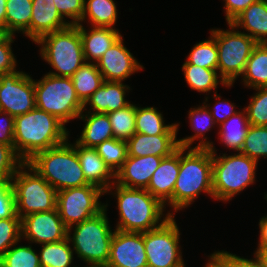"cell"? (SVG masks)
<instances>
[{
	"instance_id": "obj_1",
	"label": "cell",
	"mask_w": 267,
	"mask_h": 267,
	"mask_svg": "<svg viewBox=\"0 0 267 267\" xmlns=\"http://www.w3.org/2000/svg\"><path fill=\"white\" fill-rule=\"evenodd\" d=\"M69 131L57 117L37 107L14 117V151L23 161L65 142Z\"/></svg>"
},
{
	"instance_id": "obj_2",
	"label": "cell",
	"mask_w": 267,
	"mask_h": 267,
	"mask_svg": "<svg viewBox=\"0 0 267 267\" xmlns=\"http://www.w3.org/2000/svg\"><path fill=\"white\" fill-rule=\"evenodd\" d=\"M113 186L115 190L110 193L113 191ZM105 193L115 195L117 199L119 210V221L115 228L117 230L147 232L160 227L170 216H174L169 211L165 217L163 212L166 207L146 189L128 188L114 183Z\"/></svg>"
},
{
	"instance_id": "obj_3",
	"label": "cell",
	"mask_w": 267,
	"mask_h": 267,
	"mask_svg": "<svg viewBox=\"0 0 267 267\" xmlns=\"http://www.w3.org/2000/svg\"><path fill=\"white\" fill-rule=\"evenodd\" d=\"M212 173V152L209 149L180 147L179 174L173 189L175 212L190 206L202 191L214 199Z\"/></svg>"
},
{
	"instance_id": "obj_4",
	"label": "cell",
	"mask_w": 267,
	"mask_h": 267,
	"mask_svg": "<svg viewBox=\"0 0 267 267\" xmlns=\"http://www.w3.org/2000/svg\"><path fill=\"white\" fill-rule=\"evenodd\" d=\"M56 191L88 185L77 153L68 139L57 146L38 152L26 162Z\"/></svg>"
},
{
	"instance_id": "obj_5",
	"label": "cell",
	"mask_w": 267,
	"mask_h": 267,
	"mask_svg": "<svg viewBox=\"0 0 267 267\" xmlns=\"http://www.w3.org/2000/svg\"><path fill=\"white\" fill-rule=\"evenodd\" d=\"M215 149L214 144L209 148L213 162V196L227 202L256 181L258 162L241 152L218 156Z\"/></svg>"
},
{
	"instance_id": "obj_6",
	"label": "cell",
	"mask_w": 267,
	"mask_h": 267,
	"mask_svg": "<svg viewBox=\"0 0 267 267\" xmlns=\"http://www.w3.org/2000/svg\"><path fill=\"white\" fill-rule=\"evenodd\" d=\"M35 44L41 46L43 60L55 69V72H48L50 75L71 77L85 63L77 25L70 24L62 30L46 34Z\"/></svg>"
},
{
	"instance_id": "obj_7",
	"label": "cell",
	"mask_w": 267,
	"mask_h": 267,
	"mask_svg": "<svg viewBox=\"0 0 267 267\" xmlns=\"http://www.w3.org/2000/svg\"><path fill=\"white\" fill-rule=\"evenodd\" d=\"M107 207L105 204V208L97 215L68 228L67 238L73 246V251L89 265H106L108 262L114 232L107 218Z\"/></svg>"
},
{
	"instance_id": "obj_8",
	"label": "cell",
	"mask_w": 267,
	"mask_h": 267,
	"mask_svg": "<svg viewBox=\"0 0 267 267\" xmlns=\"http://www.w3.org/2000/svg\"><path fill=\"white\" fill-rule=\"evenodd\" d=\"M36 107L57 117L61 122L78 118L84 103L78 98L71 77L45 74L34 80Z\"/></svg>"
},
{
	"instance_id": "obj_9",
	"label": "cell",
	"mask_w": 267,
	"mask_h": 267,
	"mask_svg": "<svg viewBox=\"0 0 267 267\" xmlns=\"http://www.w3.org/2000/svg\"><path fill=\"white\" fill-rule=\"evenodd\" d=\"M11 183L16 214L21 219L32 213L56 209L57 191L27 163L17 169Z\"/></svg>"
},
{
	"instance_id": "obj_10",
	"label": "cell",
	"mask_w": 267,
	"mask_h": 267,
	"mask_svg": "<svg viewBox=\"0 0 267 267\" xmlns=\"http://www.w3.org/2000/svg\"><path fill=\"white\" fill-rule=\"evenodd\" d=\"M228 30L211 29L218 50L217 72L226 85H233L245 70L254 47L258 44L244 31H236L232 23Z\"/></svg>"
},
{
	"instance_id": "obj_11",
	"label": "cell",
	"mask_w": 267,
	"mask_h": 267,
	"mask_svg": "<svg viewBox=\"0 0 267 267\" xmlns=\"http://www.w3.org/2000/svg\"><path fill=\"white\" fill-rule=\"evenodd\" d=\"M174 217L170 216L160 227L144 232L148 267H185Z\"/></svg>"
},
{
	"instance_id": "obj_12",
	"label": "cell",
	"mask_w": 267,
	"mask_h": 267,
	"mask_svg": "<svg viewBox=\"0 0 267 267\" xmlns=\"http://www.w3.org/2000/svg\"><path fill=\"white\" fill-rule=\"evenodd\" d=\"M102 195L105 192L92 184L57 191L56 208L65 226L70 228L101 212L105 208L99 201Z\"/></svg>"
},
{
	"instance_id": "obj_13",
	"label": "cell",
	"mask_w": 267,
	"mask_h": 267,
	"mask_svg": "<svg viewBox=\"0 0 267 267\" xmlns=\"http://www.w3.org/2000/svg\"><path fill=\"white\" fill-rule=\"evenodd\" d=\"M35 107L34 80L28 73L16 70L0 76V111L16 117Z\"/></svg>"
},
{
	"instance_id": "obj_14",
	"label": "cell",
	"mask_w": 267,
	"mask_h": 267,
	"mask_svg": "<svg viewBox=\"0 0 267 267\" xmlns=\"http://www.w3.org/2000/svg\"><path fill=\"white\" fill-rule=\"evenodd\" d=\"M22 239L30 243L46 244L65 240L68 228L56 209L29 214L21 219Z\"/></svg>"
},
{
	"instance_id": "obj_15",
	"label": "cell",
	"mask_w": 267,
	"mask_h": 267,
	"mask_svg": "<svg viewBox=\"0 0 267 267\" xmlns=\"http://www.w3.org/2000/svg\"><path fill=\"white\" fill-rule=\"evenodd\" d=\"M108 267H148L144 247V232H124L113 229Z\"/></svg>"
},
{
	"instance_id": "obj_16",
	"label": "cell",
	"mask_w": 267,
	"mask_h": 267,
	"mask_svg": "<svg viewBox=\"0 0 267 267\" xmlns=\"http://www.w3.org/2000/svg\"><path fill=\"white\" fill-rule=\"evenodd\" d=\"M122 37L113 43L96 63L104 81L123 82L144 68L124 46Z\"/></svg>"
},
{
	"instance_id": "obj_17",
	"label": "cell",
	"mask_w": 267,
	"mask_h": 267,
	"mask_svg": "<svg viewBox=\"0 0 267 267\" xmlns=\"http://www.w3.org/2000/svg\"><path fill=\"white\" fill-rule=\"evenodd\" d=\"M180 168V147L171 155L162 158L159 167L153 173L147 191L164 206L173 208V189Z\"/></svg>"
},
{
	"instance_id": "obj_18",
	"label": "cell",
	"mask_w": 267,
	"mask_h": 267,
	"mask_svg": "<svg viewBox=\"0 0 267 267\" xmlns=\"http://www.w3.org/2000/svg\"><path fill=\"white\" fill-rule=\"evenodd\" d=\"M163 157L147 155L127 156L123 166L115 174V183L136 189H147L149 181Z\"/></svg>"
},
{
	"instance_id": "obj_19",
	"label": "cell",
	"mask_w": 267,
	"mask_h": 267,
	"mask_svg": "<svg viewBox=\"0 0 267 267\" xmlns=\"http://www.w3.org/2000/svg\"><path fill=\"white\" fill-rule=\"evenodd\" d=\"M70 25L66 22L53 0H32L30 39L37 42L42 36L62 30Z\"/></svg>"
},
{
	"instance_id": "obj_20",
	"label": "cell",
	"mask_w": 267,
	"mask_h": 267,
	"mask_svg": "<svg viewBox=\"0 0 267 267\" xmlns=\"http://www.w3.org/2000/svg\"><path fill=\"white\" fill-rule=\"evenodd\" d=\"M179 148L177 134L148 136L135 133L127 141L128 156L143 157L153 155L167 157Z\"/></svg>"
},
{
	"instance_id": "obj_21",
	"label": "cell",
	"mask_w": 267,
	"mask_h": 267,
	"mask_svg": "<svg viewBox=\"0 0 267 267\" xmlns=\"http://www.w3.org/2000/svg\"><path fill=\"white\" fill-rule=\"evenodd\" d=\"M73 147L76 150L86 181L106 192L115 183V174L98 155L95 148L83 147L76 142ZM110 179L113 181L111 182Z\"/></svg>"
},
{
	"instance_id": "obj_22",
	"label": "cell",
	"mask_w": 267,
	"mask_h": 267,
	"mask_svg": "<svg viewBox=\"0 0 267 267\" xmlns=\"http://www.w3.org/2000/svg\"><path fill=\"white\" fill-rule=\"evenodd\" d=\"M130 87L122 82L104 81L103 84L83 104L86 112L108 114L112 111L124 108L130 104L125 99ZM90 105L89 111L86 106Z\"/></svg>"
},
{
	"instance_id": "obj_23",
	"label": "cell",
	"mask_w": 267,
	"mask_h": 267,
	"mask_svg": "<svg viewBox=\"0 0 267 267\" xmlns=\"http://www.w3.org/2000/svg\"><path fill=\"white\" fill-rule=\"evenodd\" d=\"M76 25L80 31L85 62L97 63L113 43L122 36L118 29L111 27L91 26L92 28L87 31L82 24Z\"/></svg>"
},
{
	"instance_id": "obj_24",
	"label": "cell",
	"mask_w": 267,
	"mask_h": 267,
	"mask_svg": "<svg viewBox=\"0 0 267 267\" xmlns=\"http://www.w3.org/2000/svg\"><path fill=\"white\" fill-rule=\"evenodd\" d=\"M231 23L236 30L240 27L245 29L246 34L257 43H267V0L251 4Z\"/></svg>"
},
{
	"instance_id": "obj_25",
	"label": "cell",
	"mask_w": 267,
	"mask_h": 267,
	"mask_svg": "<svg viewBox=\"0 0 267 267\" xmlns=\"http://www.w3.org/2000/svg\"><path fill=\"white\" fill-rule=\"evenodd\" d=\"M88 113V114H84ZM78 118L85 121L80 137L75 141L87 148H96L105 140L114 138L112 126L107 114L84 112Z\"/></svg>"
},
{
	"instance_id": "obj_26",
	"label": "cell",
	"mask_w": 267,
	"mask_h": 267,
	"mask_svg": "<svg viewBox=\"0 0 267 267\" xmlns=\"http://www.w3.org/2000/svg\"><path fill=\"white\" fill-rule=\"evenodd\" d=\"M189 120L190 126L194 130L195 134L179 139L178 144L179 147L188 148H201V149H209L213 142L207 141V137H205V133L210 131L211 128L216 124L213 116L209 112L208 108L203 104V106L191 108L189 111ZM197 139H201L197 146L191 147L193 142Z\"/></svg>"
},
{
	"instance_id": "obj_27",
	"label": "cell",
	"mask_w": 267,
	"mask_h": 267,
	"mask_svg": "<svg viewBox=\"0 0 267 267\" xmlns=\"http://www.w3.org/2000/svg\"><path fill=\"white\" fill-rule=\"evenodd\" d=\"M163 114L154 107H137L135 117L136 133L148 136L162 134H177L178 123L165 124Z\"/></svg>"
},
{
	"instance_id": "obj_28",
	"label": "cell",
	"mask_w": 267,
	"mask_h": 267,
	"mask_svg": "<svg viewBox=\"0 0 267 267\" xmlns=\"http://www.w3.org/2000/svg\"><path fill=\"white\" fill-rule=\"evenodd\" d=\"M241 78L244 85L253 90L267 87V43H258L254 47Z\"/></svg>"
},
{
	"instance_id": "obj_29",
	"label": "cell",
	"mask_w": 267,
	"mask_h": 267,
	"mask_svg": "<svg viewBox=\"0 0 267 267\" xmlns=\"http://www.w3.org/2000/svg\"><path fill=\"white\" fill-rule=\"evenodd\" d=\"M242 110L221 123L218 133L221 143L237 152L241 151L250 126L246 110L244 108Z\"/></svg>"
},
{
	"instance_id": "obj_30",
	"label": "cell",
	"mask_w": 267,
	"mask_h": 267,
	"mask_svg": "<svg viewBox=\"0 0 267 267\" xmlns=\"http://www.w3.org/2000/svg\"><path fill=\"white\" fill-rule=\"evenodd\" d=\"M116 3L113 0H85L84 14L78 24H82L88 17L93 27H113L117 22Z\"/></svg>"
},
{
	"instance_id": "obj_31",
	"label": "cell",
	"mask_w": 267,
	"mask_h": 267,
	"mask_svg": "<svg viewBox=\"0 0 267 267\" xmlns=\"http://www.w3.org/2000/svg\"><path fill=\"white\" fill-rule=\"evenodd\" d=\"M32 0H7L5 26L13 34L22 32L30 38Z\"/></svg>"
},
{
	"instance_id": "obj_32",
	"label": "cell",
	"mask_w": 267,
	"mask_h": 267,
	"mask_svg": "<svg viewBox=\"0 0 267 267\" xmlns=\"http://www.w3.org/2000/svg\"><path fill=\"white\" fill-rule=\"evenodd\" d=\"M71 79L78 98L85 103L89 97L103 84L104 78L96 63L85 62Z\"/></svg>"
},
{
	"instance_id": "obj_33",
	"label": "cell",
	"mask_w": 267,
	"mask_h": 267,
	"mask_svg": "<svg viewBox=\"0 0 267 267\" xmlns=\"http://www.w3.org/2000/svg\"><path fill=\"white\" fill-rule=\"evenodd\" d=\"M182 71L184 72V78L189 87L193 90L203 93H209L211 90H216L218 84L221 83L226 87L232 85H226L223 80L217 75L216 70L206 69L201 66H195L189 64L187 61L182 65Z\"/></svg>"
},
{
	"instance_id": "obj_34",
	"label": "cell",
	"mask_w": 267,
	"mask_h": 267,
	"mask_svg": "<svg viewBox=\"0 0 267 267\" xmlns=\"http://www.w3.org/2000/svg\"><path fill=\"white\" fill-rule=\"evenodd\" d=\"M73 253L68 238L58 242L42 244L39 253L41 267H71L74 260Z\"/></svg>"
},
{
	"instance_id": "obj_35",
	"label": "cell",
	"mask_w": 267,
	"mask_h": 267,
	"mask_svg": "<svg viewBox=\"0 0 267 267\" xmlns=\"http://www.w3.org/2000/svg\"><path fill=\"white\" fill-rule=\"evenodd\" d=\"M114 138L128 141L135 133L136 106L129 104L124 108L107 114Z\"/></svg>"
},
{
	"instance_id": "obj_36",
	"label": "cell",
	"mask_w": 267,
	"mask_h": 267,
	"mask_svg": "<svg viewBox=\"0 0 267 267\" xmlns=\"http://www.w3.org/2000/svg\"><path fill=\"white\" fill-rule=\"evenodd\" d=\"M95 149L114 174L120 170L128 156L127 141L116 138L103 141Z\"/></svg>"
},
{
	"instance_id": "obj_37",
	"label": "cell",
	"mask_w": 267,
	"mask_h": 267,
	"mask_svg": "<svg viewBox=\"0 0 267 267\" xmlns=\"http://www.w3.org/2000/svg\"><path fill=\"white\" fill-rule=\"evenodd\" d=\"M15 243L0 259V267H41L39 254L31 245Z\"/></svg>"
},
{
	"instance_id": "obj_38",
	"label": "cell",
	"mask_w": 267,
	"mask_h": 267,
	"mask_svg": "<svg viewBox=\"0 0 267 267\" xmlns=\"http://www.w3.org/2000/svg\"><path fill=\"white\" fill-rule=\"evenodd\" d=\"M187 57L189 64L217 71L218 50L215 38L211 35L208 40L194 45Z\"/></svg>"
},
{
	"instance_id": "obj_39",
	"label": "cell",
	"mask_w": 267,
	"mask_h": 267,
	"mask_svg": "<svg viewBox=\"0 0 267 267\" xmlns=\"http://www.w3.org/2000/svg\"><path fill=\"white\" fill-rule=\"evenodd\" d=\"M240 152L257 162L267 158V126L250 125Z\"/></svg>"
},
{
	"instance_id": "obj_40",
	"label": "cell",
	"mask_w": 267,
	"mask_h": 267,
	"mask_svg": "<svg viewBox=\"0 0 267 267\" xmlns=\"http://www.w3.org/2000/svg\"><path fill=\"white\" fill-rule=\"evenodd\" d=\"M257 93L251 97L246 110L248 121L252 126H267V87L255 88Z\"/></svg>"
},
{
	"instance_id": "obj_41",
	"label": "cell",
	"mask_w": 267,
	"mask_h": 267,
	"mask_svg": "<svg viewBox=\"0 0 267 267\" xmlns=\"http://www.w3.org/2000/svg\"><path fill=\"white\" fill-rule=\"evenodd\" d=\"M22 239L21 218L0 219V259L15 243Z\"/></svg>"
},
{
	"instance_id": "obj_42",
	"label": "cell",
	"mask_w": 267,
	"mask_h": 267,
	"mask_svg": "<svg viewBox=\"0 0 267 267\" xmlns=\"http://www.w3.org/2000/svg\"><path fill=\"white\" fill-rule=\"evenodd\" d=\"M11 179H0V219L20 218L16 214L15 195Z\"/></svg>"
},
{
	"instance_id": "obj_43",
	"label": "cell",
	"mask_w": 267,
	"mask_h": 267,
	"mask_svg": "<svg viewBox=\"0 0 267 267\" xmlns=\"http://www.w3.org/2000/svg\"><path fill=\"white\" fill-rule=\"evenodd\" d=\"M23 163L11 146L0 143V179L12 178Z\"/></svg>"
},
{
	"instance_id": "obj_44",
	"label": "cell",
	"mask_w": 267,
	"mask_h": 267,
	"mask_svg": "<svg viewBox=\"0 0 267 267\" xmlns=\"http://www.w3.org/2000/svg\"><path fill=\"white\" fill-rule=\"evenodd\" d=\"M208 257H211L220 267H262L256 256L254 259H247L224 250L215 251Z\"/></svg>"
},
{
	"instance_id": "obj_45",
	"label": "cell",
	"mask_w": 267,
	"mask_h": 267,
	"mask_svg": "<svg viewBox=\"0 0 267 267\" xmlns=\"http://www.w3.org/2000/svg\"><path fill=\"white\" fill-rule=\"evenodd\" d=\"M53 2L64 19L71 18V21H68L71 25H76L81 21L85 0H53Z\"/></svg>"
},
{
	"instance_id": "obj_46",
	"label": "cell",
	"mask_w": 267,
	"mask_h": 267,
	"mask_svg": "<svg viewBox=\"0 0 267 267\" xmlns=\"http://www.w3.org/2000/svg\"><path fill=\"white\" fill-rule=\"evenodd\" d=\"M13 36L0 45V76L16 71L17 62L11 47V43L14 42Z\"/></svg>"
},
{
	"instance_id": "obj_47",
	"label": "cell",
	"mask_w": 267,
	"mask_h": 267,
	"mask_svg": "<svg viewBox=\"0 0 267 267\" xmlns=\"http://www.w3.org/2000/svg\"><path fill=\"white\" fill-rule=\"evenodd\" d=\"M207 98L208 97L205 98L203 104L208 108L216 124L220 125L221 123L225 122L228 118H230L232 115L237 113V110H234V108H236L235 105L233 103H230V101L228 100L217 101L215 105H213L214 107H210V105L205 104L208 101Z\"/></svg>"
},
{
	"instance_id": "obj_48",
	"label": "cell",
	"mask_w": 267,
	"mask_h": 267,
	"mask_svg": "<svg viewBox=\"0 0 267 267\" xmlns=\"http://www.w3.org/2000/svg\"><path fill=\"white\" fill-rule=\"evenodd\" d=\"M0 143L14 149V117L2 111H0Z\"/></svg>"
},
{
	"instance_id": "obj_49",
	"label": "cell",
	"mask_w": 267,
	"mask_h": 267,
	"mask_svg": "<svg viewBox=\"0 0 267 267\" xmlns=\"http://www.w3.org/2000/svg\"><path fill=\"white\" fill-rule=\"evenodd\" d=\"M225 2V19L227 24L231 23L248 6L259 0H223Z\"/></svg>"
},
{
	"instance_id": "obj_50",
	"label": "cell",
	"mask_w": 267,
	"mask_h": 267,
	"mask_svg": "<svg viewBox=\"0 0 267 267\" xmlns=\"http://www.w3.org/2000/svg\"><path fill=\"white\" fill-rule=\"evenodd\" d=\"M267 200V194H265V198ZM259 228H260V237L258 242V247L256 251H266L267 250V215L266 217H262L259 220Z\"/></svg>"
},
{
	"instance_id": "obj_51",
	"label": "cell",
	"mask_w": 267,
	"mask_h": 267,
	"mask_svg": "<svg viewBox=\"0 0 267 267\" xmlns=\"http://www.w3.org/2000/svg\"><path fill=\"white\" fill-rule=\"evenodd\" d=\"M12 35L5 25H0V45L6 42Z\"/></svg>"
},
{
	"instance_id": "obj_52",
	"label": "cell",
	"mask_w": 267,
	"mask_h": 267,
	"mask_svg": "<svg viewBox=\"0 0 267 267\" xmlns=\"http://www.w3.org/2000/svg\"><path fill=\"white\" fill-rule=\"evenodd\" d=\"M254 256L258 258L262 267H267V250L266 251H255Z\"/></svg>"
},
{
	"instance_id": "obj_53",
	"label": "cell",
	"mask_w": 267,
	"mask_h": 267,
	"mask_svg": "<svg viewBox=\"0 0 267 267\" xmlns=\"http://www.w3.org/2000/svg\"><path fill=\"white\" fill-rule=\"evenodd\" d=\"M6 1L7 0H0V25H5Z\"/></svg>"
},
{
	"instance_id": "obj_54",
	"label": "cell",
	"mask_w": 267,
	"mask_h": 267,
	"mask_svg": "<svg viewBox=\"0 0 267 267\" xmlns=\"http://www.w3.org/2000/svg\"><path fill=\"white\" fill-rule=\"evenodd\" d=\"M204 267H220L211 257Z\"/></svg>"
},
{
	"instance_id": "obj_55",
	"label": "cell",
	"mask_w": 267,
	"mask_h": 267,
	"mask_svg": "<svg viewBox=\"0 0 267 267\" xmlns=\"http://www.w3.org/2000/svg\"><path fill=\"white\" fill-rule=\"evenodd\" d=\"M87 267H108V266L105 264H90V266H88L87 264Z\"/></svg>"
}]
</instances>
